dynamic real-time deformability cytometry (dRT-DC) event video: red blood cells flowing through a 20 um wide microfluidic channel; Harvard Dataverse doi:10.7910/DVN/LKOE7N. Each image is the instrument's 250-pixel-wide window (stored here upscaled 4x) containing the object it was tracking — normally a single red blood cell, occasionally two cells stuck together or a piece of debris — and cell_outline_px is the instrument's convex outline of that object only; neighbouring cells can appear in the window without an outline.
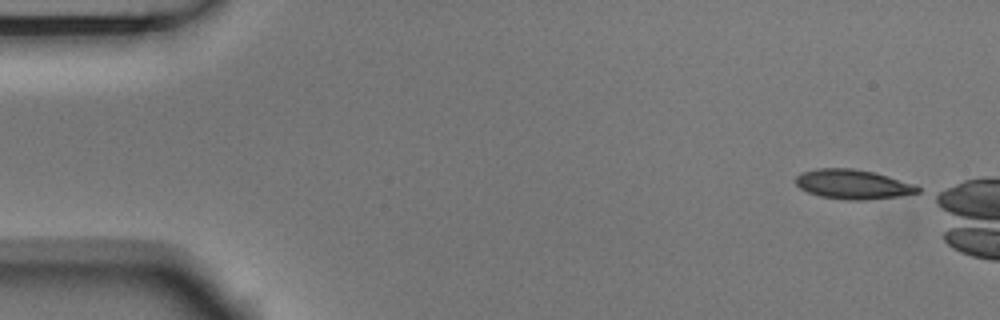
{"species": "Egyptian fruit bat (a non-hibernating species)", "species_latin": "Rousettus aegyptiacus", "temperature_condition": "room temperature", "stored_images_in_passage": 5, "camera_frame_rate_fps": 3000, "um_per_image_px": 0.085, "animal": {"sex": "male"}, "frame": {"image": 1, "passage_image": 1, "time_ms": 0.0, "image_size_px": [1000, 320], "cell_outline_px": [[920, 192], [900, 196], [864, 200], [848, 200], [820, 196], [808, 192], [800, 188], [796, 184], [796, 176], [800, 172], [816, 168], [852, 168], [872, 172], [888, 176], [916, 184], [920, 188]], "centroid_in_image_um": [72.49, 15.66], "position_along_channel_um": 12.5, "area_um2": 21.04}}